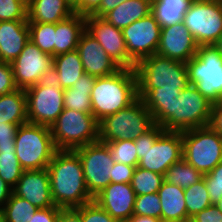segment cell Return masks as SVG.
Masks as SVG:
<instances>
[{
  "label": "cell",
  "mask_w": 222,
  "mask_h": 222,
  "mask_svg": "<svg viewBox=\"0 0 222 222\" xmlns=\"http://www.w3.org/2000/svg\"><path fill=\"white\" fill-rule=\"evenodd\" d=\"M57 150H75L99 141V122L92 113L64 108L50 127Z\"/></svg>",
  "instance_id": "obj_7"
},
{
  "label": "cell",
  "mask_w": 222,
  "mask_h": 222,
  "mask_svg": "<svg viewBox=\"0 0 222 222\" xmlns=\"http://www.w3.org/2000/svg\"><path fill=\"white\" fill-rule=\"evenodd\" d=\"M129 222H162L159 218L149 217V216H140V215H132Z\"/></svg>",
  "instance_id": "obj_52"
},
{
  "label": "cell",
  "mask_w": 222,
  "mask_h": 222,
  "mask_svg": "<svg viewBox=\"0 0 222 222\" xmlns=\"http://www.w3.org/2000/svg\"><path fill=\"white\" fill-rule=\"evenodd\" d=\"M57 222H83L81 214L75 209H60Z\"/></svg>",
  "instance_id": "obj_50"
},
{
  "label": "cell",
  "mask_w": 222,
  "mask_h": 222,
  "mask_svg": "<svg viewBox=\"0 0 222 222\" xmlns=\"http://www.w3.org/2000/svg\"><path fill=\"white\" fill-rule=\"evenodd\" d=\"M219 210L222 212V197L219 199V201L215 204Z\"/></svg>",
  "instance_id": "obj_55"
},
{
  "label": "cell",
  "mask_w": 222,
  "mask_h": 222,
  "mask_svg": "<svg viewBox=\"0 0 222 222\" xmlns=\"http://www.w3.org/2000/svg\"><path fill=\"white\" fill-rule=\"evenodd\" d=\"M60 209L57 206L38 208L29 222H57Z\"/></svg>",
  "instance_id": "obj_46"
},
{
  "label": "cell",
  "mask_w": 222,
  "mask_h": 222,
  "mask_svg": "<svg viewBox=\"0 0 222 222\" xmlns=\"http://www.w3.org/2000/svg\"><path fill=\"white\" fill-rule=\"evenodd\" d=\"M96 77L83 73L71 88L64 90V107L92 113L91 91Z\"/></svg>",
  "instance_id": "obj_29"
},
{
  "label": "cell",
  "mask_w": 222,
  "mask_h": 222,
  "mask_svg": "<svg viewBox=\"0 0 222 222\" xmlns=\"http://www.w3.org/2000/svg\"><path fill=\"white\" fill-rule=\"evenodd\" d=\"M84 172L87 191L94 198L110 184L115 161L109 147L100 141L75 149Z\"/></svg>",
  "instance_id": "obj_13"
},
{
  "label": "cell",
  "mask_w": 222,
  "mask_h": 222,
  "mask_svg": "<svg viewBox=\"0 0 222 222\" xmlns=\"http://www.w3.org/2000/svg\"><path fill=\"white\" fill-rule=\"evenodd\" d=\"M86 30V17L78 13L56 23L54 57L76 50L81 34Z\"/></svg>",
  "instance_id": "obj_24"
},
{
  "label": "cell",
  "mask_w": 222,
  "mask_h": 222,
  "mask_svg": "<svg viewBox=\"0 0 222 222\" xmlns=\"http://www.w3.org/2000/svg\"><path fill=\"white\" fill-rule=\"evenodd\" d=\"M29 39L44 53L54 57L56 24L28 23Z\"/></svg>",
  "instance_id": "obj_34"
},
{
  "label": "cell",
  "mask_w": 222,
  "mask_h": 222,
  "mask_svg": "<svg viewBox=\"0 0 222 222\" xmlns=\"http://www.w3.org/2000/svg\"><path fill=\"white\" fill-rule=\"evenodd\" d=\"M75 209L83 222H118L94 200Z\"/></svg>",
  "instance_id": "obj_40"
},
{
  "label": "cell",
  "mask_w": 222,
  "mask_h": 222,
  "mask_svg": "<svg viewBox=\"0 0 222 222\" xmlns=\"http://www.w3.org/2000/svg\"><path fill=\"white\" fill-rule=\"evenodd\" d=\"M19 126L13 123L0 124V151L15 150V136Z\"/></svg>",
  "instance_id": "obj_43"
},
{
  "label": "cell",
  "mask_w": 222,
  "mask_h": 222,
  "mask_svg": "<svg viewBox=\"0 0 222 222\" xmlns=\"http://www.w3.org/2000/svg\"><path fill=\"white\" fill-rule=\"evenodd\" d=\"M164 181L163 175L141 167H135L130 185L137 195H147L158 192Z\"/></svg>",
  "instance_id": "obj_33"
},
{
  "label": "cell",
  "mask_w": 222,
  "mask_h": 222,
  "mask_svg": "<svg viewBox=\"0 0 222 222\" xmlns=\"http://www.w3.org/2000/svg\"><path fill=\"white\" fill-rule=\"evenodd\" d=\"M13 123L23 125L28 123L27 97L24 89L0 96V124Z\"/></svg>",
  "instance_id": "obj_28"
},
{
  "label": "cell",
  "mask_w": 222,
  "mask_h": 222,
  "mask_svg": "<svg viewBox=\"0 0 222 222\" xmlns=\"http://www.w3.org/2000/svg\"><path fill=\"white\" fill-rule=\"evenodd\" d=\"M133 215L161 219V203L158 192L147 195H137L135 198Z\"/></svg>",
  "instance_id": "obj_38"
},
{
  "label": "cell",
  "mask_w": 222,
  "mask_h": 222,
  "mask_svg": "<svg viewBox=\"0 0 222 222\" xmlns=\"http://www.w3.org/2000/svg\"><path fill=\"white\" fill-rule=\"evenodd\" d=\"M203 175L183 158L170 166L163 175L165 182L183 189L199 182Z\"/></svg>",
  "instance_id": "obj_31"
},
{
  "label": "cell",
  "mask_w": 222,
  "mask_h": 222,
  "mask_svg": "<svg viewBox=\"0 0 222 222\" xmlns=\"http://www.w3.org/2000/svg\"><path fill=\"white\" fill-rule=\"evenodd\" d=\"M209 125L222 136V100L212 105Z\"/></svg>",
  "instance_id": "obj_48"
},
{
  "label": "cell",
  "mask_w": 222,
  "mask_h": 222,
  "mask_svg": "<svg viewBox=\"0 0 222 222\" xmlns=\"http://www.w3.org/2000/svg\"><path fill=\"white\" fill-rule=\"evenodd\" d=\"M155 124L153 117L141 98L128 107L99 121V141L136 139Z\"/></svg>",
  "instance_id": "obj_8"
},
{
  "label": "cell",
  "mask_w": 222,
  "mask_h": 222,
  "mask_svg": "<svg viewBox=\"0 0 222 222\" xmlns=\"http://www.w3.org/2000/svg\"><path fill=\"white\" fill-rule=\"evenodd\" d=\"M15 146L23 170L46 169L57 151L50 127L31 123L18 127Z\"/></svg>",
  "instance_id": "obj_6"
},
{
  "label": "cell",
  "mask_w": 222,
  "mask_h": 222,
  "mask_svg": "<svg viewBox=\"0 0 222 222\" xmlns=\"http://www.w3.org/2000/svg\"><path fill=\"white\" fill-rule=\"evenodd\" d=\"M86 31L99 42L120 68L135 69L136 65L129 59L121 29L101 17L90 15L86 17Z\"/></svg>",
  "instance_id": "obj_16"
},
{
  "label": "cell",
  "mask_w": 222,
  "mask_h": 222,
  "mask_svg": "<svg viewBox=\"0 0 222 222\" xmlns=\"http://www.w3.org/2000/svg\"><path fill=\"white\" fill-rule=\"evenodd\" d=\"M138 90H183L189 85L185 62L153 54L135 66Z\"/></svg>",
  "instance_id": "obj_4"
},
{
  "label": "cell",
  "mask_w": 222,
  "mask_h": 222,
  "mask_svg": "<svg viewBox=\"0 0 222 222\" xmlns=\"http://www.w3.org/2000/svg\"><path fill=\"white\" fill-rule=\"evenodd\" d=\"M214 45L219 49L220 53L222 54V35Z\"/></svg>",
  "instance_id": "obj_53"
},
{
  "label": "cell",
  "mask_w": 222,
  "mask_h": 222,
  "mask_svg": "<svg viewBox=\"0 0 222 222\" xmlns=\"http://www.w3.org/2000/svg\"><path fill=\"white\" fill-rule=\"evenodd\" d=\"M199 45L183 22L161 28L156 54L187 63L196 55Z\"/></svg>",
  "instance_id": "obj_17"
},
{
  "label": "cell",
  "mask_w": 222,
  "mask_h": 222,
  "mask_svg": "<svg viewBox=\"0 0 222 222\" xmlns=\"http://www.w3.org/2000/svg\"><path fill=\"white\" fill-rule=\"evenodd\" d=\"M134 169V166L115 162L111 171L110 183L130 184L131 179L133 177Z\"/></svg>",
  "instance_id": "obj_44"
},
{
  "label": "cell",
  "mask_w": 222,
  "mask_h": 222,
  "mask_svg": "<svg viewBox=\"0 0 222 222\" xmlns=\"http://www.w3.org/2000/svg\"><path fill=\"white\" fill-rule=\"evenodd\" d=\"M181 91L161 88L138 90V97L143 100L154 122L162 126L171 117V103L179 97Z\"/></svg>",
  "instance_id": "obj_25"
},
{
  "label": "cell",
  "mask_w": 222,
  "mask_h": 222,
  "mask_svg": "<svg viewBox=\"0 0 222 222\" xmlns=\"http://www.w3.org/2000/svg\"><path fill=\"white\" fill-rule=\"evenodd\" d=\"M134 143L138 167L162 175L183 157L182 132L165 131L156 123Z\"/></svg>",
  "instance_id": "obj_3"
},
{
  "label": "cell",
  "mask_w": 222,
  "mask_h": 222,
  "mask_svg": "<svg viewBox=\"0 0 222 222\" xmlns=\"http://www.w3.org/2000/svg\"><path fill=\"white\" fill-rule=\"evenodd\" d=\"M136 194L129 183H110L96 197L105 211L118 221L129 220L133 215Z\"/></svg>",
  "instance_id": "obj_20"
},
{
  "label": "cell",
  "mask_w": 222,
  "mask_h": 222,
  "mask_svg": "<svg viewBox=\"0 0 222 222\" xmlns=\"http://www.w3.org/2000/svg\"><path fill=\"white\" fill-rule=\"evenodd\" d=\"M183 24L199 46L214 45L222 35V0H194Z\"/></svg>",
  "instance_id": "obj_12"
},
{
  "label": "cell",
  "mask_w": 222,
  "mask_h": 222,
  "mask_svg": "<svg viewBox=\"0 0 222 222\" xmlns=\"http://www.w3.org/2000/svg\"><path fill=\"white\" fill-rule=\"evenodd\" d=\"M74 14L66 0H33L27 5L28 23H58Z\"/></svg>",
  "instance_id": "obj_23"
},
{
  "label": "cell",
  "mask_w": 222,
  "mask_h": 222,
  "mask_svg": "<svg viewBox=\"0 0 222 222\" xmlns=\"http://www.w3.org/2000/svg\"><path fill=\"white\" fill-rule=\"evenodd\" d=\"M109 147L112 159L116 163L138 166L139 160L134 139L116 140L106 143Z\"/></svg>",
  "instance_id": "obj_37"
},
{
  "label": "cell",
  "mask_w": 222,
  "mask_h": 222,
  "mask_svg": "<svg viewBox=\"0 0 222 222\" xmlns=\"http://www.w3.org/2000/svg\"><path fill=\"white\" fill-rule=\"evenodd\" d=\"M190 222H222V212L215 204H211L191 217Z\"/></svg>",
  "instance_id": "obj_45"
},
{
  "label": "cell",
  "mask_w": 222,
  "mask_h": 222,
  "mask_svg": "<svg viewBox=\"0 0 222 222\" xmlns=\"http://www.w3.org/2000/svg\"><path fill=\"white\" fill-rule=\"evenodd\" d=\"M188 81L212 104L222 100V54L215 45H200L187 63Z\"/></svg>",
  "instance_id": "obj_5"
},
{
  "label": "cell",
  "mask_w": 222,
  "mask_h": 222,
  "mask_svg": "<svg viewBox=\"0 0 222 222\" xmlns=\"http://www.w3.org/2000/svg\"><path fill=\"white\" fill-rule=\"evenodd\" d=\"M212 103L189 84L171 103V117L161 126L165 131L183 132L210 124Z\"/></svg>",
  "instance_id": "obj_9"
},
{
  "label": "cell",
  "mask_w": 222,
  "mask_h": 222,
  "mask_svg": "<svg viewBox=\"0 0 222 222\" xmlns=\"http://www.w3.org/2000/svg\"><path fill=\"white\" fill-rule=\"evenodd\" d=\"M118 222H129L128 220L118 221Z\"/></svg>",
  "instance_id": "obj_58"
},
{
  "label": "cell",
  "mask_w": 222,
  "mask_h": 222,
  "mask_svg": "<svg viewBox=\"0 0 222 222\" xmlns=\"http://www.w3.org/2000/svg\"><path fill=\"white\" fill-rule=\"evenodd\" d=\"M137 98L135 69L120 68L114 74L96 78L91 91L92 114L99 122L128 107Z\"/></svg>",
  "instance_id": "obj_2"
},
{
  "label": "cell",
  "mask_w": 222,
  "mask_h": 222,
  "mask_svg": "<svg viewBox=\"0 0 222 222\" xmlns=\"http://www.w3.org/2000/svg\"><path fill=\"white\" fill-rule=\"evenodd\" d=\"M0 222H4V220H3V213H2L1 209H0Z\"/></svg>",
  "instance_id": "obj_56"
},
{
  "label": "cell",
  "mask_w": 222,
  "mask_h": 222,
  "mask_svg": "<svg viewBox=\"0 0 222 222\" xmlns=\"http://www.w3.org/2000/svg\"><path fill=\"white\" fill-rule=\"evenodd\" d=\"M37 209L33 204L13 193L1 208L4 222H29Z\"/></svg>",
  "instance_id": "obj_32"
},
{
  "label": "cell",
  "mask_w": 222,
  "mask_h": 222,
  "mask_svg": "<svg viewBox=\"0 0 222 222\" xmlns=\"http://www.w3.org/2000/svg\"><path fill=\"white\" fill-rule=\"evenodd\" d=\"M102 0H80L74 7V13L87 17L92 15L100 6Z\"/></svg>",
  "instance_id": "obj_47"
},
{
  "label": "cell",
  "mask_w": 222,
  "mask_h": 222,
  "mask_svg": "<svg viewBox=\"0 0 222 222\" xmlns=\"http://www.w3.org/2000/svg\"><path fill=\"white\" fill-rule=\"evenodd\" d=\"M10 64L19 89L25 90L52 77L53 56L42 52L30 39Z\"/></svg>",
  "instance_id": "obj_14"
},
{
  "label": "cell",
  "mask_w": 222,
  "mask_h": 222,
  "mask_svg": "<svg viewBox=\"0 0 222 222\" xmlns=\"http://www.w3.org/2000/svg\"><path fill=\"white\" fill-rule=\"evenodd\" d=\"M24 1V3L26 4V5H28L29 3H31L33 0H23Z\"/></svg>",
  "instance_id": "obj_57"
},
{
  "label": "cell",
  "mask_w": 222,
  "mask_h": 222,
  "mask_svg": "<svg viewBox=\"0 0 222 222\" xmlns=\"http://www.w3.org/2000/svg\"><path fill=\"white\" fill-rule=\"evenodd\" d=\"M47 169L55 206L78 208L94 200L87 191L82 163L75 150H57Z\"/></svg>",
  "instance_id": "obj_1"
},
{
  "label": "cell",
  "mask_w": 222,
  "mask_h": 222,
  "mask_svg": "<svg viewBox=\"0 0 222 222\" xmlns=\"http://www.w3.org/2000/svg\"><path fill=\"white\" fill-rule=\"evenodd\" d=\"M17 86L14 82V75L11 64L0 61V96L15 91Z\"/></svg>",
  "instance_id": "obj_42"
},
{
  "label": "cell",
  "mask_w": 222,
  "mask_h": 222,
  "mask_svg": "<svg viewBox=\"0 0 222 222\" xmlns=\"http://www.w3.org/2000/svg\"><path fill=\"white\" fill-rule=\"evenodd\" d=\"M126 1L128 0H102L99 8L92 15L103 18L108 12L112 11L118 5Z\"/></svg>",
  "instance_id": "obj_49"
},
{
  "label": "cell",
  "mask_w": 222,
  "mask_h": 222,
  "mask_svg": "<svg viewBox=\"0 0 222 222\" xmlns=\"http://www.w3.org/2000/svg\"><path fill=\"white\" fill-rule=\"evenodd\" d=\"M73 8L80 2V0H66Z\"/></svg>",
  "instance_id": "obj_54"
},
{
  "label": "cell",
  "mask_w": 222,
  "mask_h": 222,
  "mask_svg": "<svg viewBox=\"0 0 222 222\" xmlns=\"http://www.w3.org/2000/svg\"><path fill=\"white\" fill-rule=\"evenodd\" d=\"M15 152L16 150L0 151V178L12 188L16 185L24 171Z\"/></svg>",
  "instance_id": "obj_36"
},
{
  "label": "cell",
  "mask_w": 222,
  "mask_h": 222,
  "mask_svg": "<svg viewBox=\"0 0 222 222\" xmlns=\"http://www.w3.org/2000/svg\"><path fill=\"white\" fill-rule=\"evenodd\" d=\"M151 10L152 0H128L108 12L103 19L123 30L133 22L149 15Z\"/></svg>",
  "instance_id": "obj_27"
},
{
  "label": "cell",
  "mask_w": 222,
  "mask_h": 222,
  "mask_svg": "<svg viewBox=\"0 0 222 222\" xmlns=\"http://www.w3.org/2000/svg\"><path fill=\"white\" fill-rule=\"evenodd\" d=\"M184 194L187 215L190 218L212 204L204 178L184 189Z\"/></svg>",
  "instance_id": "obj_35"
},
{
  "label": "cell",
  "mask_w": 222,
  "mask_h": 222,
  "mask_svg": "<svg viewBox=\"0 0 222 222\" xmlns=\"http://www.w3.org/2000/svg\"><path fill=\"white\" fill-rule=\"evenodd\" d=\"M28 41V21H0V61H14Z\"/></svg>",
  "instance_id": "obj_21"
},
{
  "label": "cell",
  "mask_w": 222,
  "mask_h": 222,
  "mask_svg": "<svg viewBox=\"0 0 222 222\" xmlns=\"http://www.w3.org/2000/svg\"><path fill=\"white\" fill-rule=\"evenodd\" d=\"M158 194L162 221L190 222L191 218L187 215L183 188L163 181Z\"/></svg>",
  "instance_id": "obj_22"
},
{
  "label": "cell",
  "mask_w": 222,
  "mask_h": 222,
  "mask_svg": "<svg viewBox=\"0 0 222 222\" xmlns=\"http://www.w3.org/2000/svg\"><path fill=\"white\" fill-rule=\"evenodd\" d=\"M13 194L22 197L37 208L54 205L48 169L24 170L13 187Z\"/></svg>",
  "instance_id": "obj_18"
},
{
  "label": "cell",
  "mask_w": 222,
  "mask_h": 222,
  "mask_svg": "<svg viewBox=\"0 0 222 222\" xmlns=\"http://www.w3.org/2000/svg\"><path fill=\"white\" fill-rule=\"evenodd\" d=\"M85 73L77 50L53 57L52 78L62 89L71 88Z\"/></svg>",
  "instance_id": "obj_26"
},
{
  "label": "cell",
  "mask_w": 222,
  "mask_h": 222,
  "mask_svg": "<svg viewBox=\"0 0 222 222\" xmlns=\"http://www.w3.org/2000/svg\"><path fill=\"white\" fill-rule=\"evenodd\" d=\"M183 159L202 175L222 161V136L210 125L182 132Z\"/></svg>",
  "instance_id": "obj_10"
},
{
  "label": "cell",
  "mask_w": 222,
  "mask_h": 222,
  "mask_svg": "<svg viewBox=\"0 0 222 222\" xmlns=\"http://www.w3.org/2000/svg\"><path fill=\"white\" fill-rule=\"evenodd\" d=\"M76 50L85 73L90 76L96 78L109 76L120 69L99 42L86 30L81 34Z\"/></svg>",
  "instance_id": "obj_19"
},
{
  "label": "cell",
  "mask_w": 222,
  "mask_h": 222,
  "mask_svg": "<svg viewBox=\"0 0 222 222\" xmlns=\"http://www.w3.org/2000/svg\"><path fill=\"white\" fill-rule=\"evenodd\" d=\"M194 0H152L151 13L162 27L183 22L184 15Z\"/></svg>",
  "instance_id": "obj_30"
},
{
  "label": "cell",
  "mask_w": 222,
  "mask_h": 222,
  "mask_svg": "<svg viewBox=\"0 0 222 222\" xmlns=\"http://www.w3.org/2000/svg\"><path fill=\"white\" fill-rule=\"evenodd\" d=\"M28 123L51 127L62 113L64 89L51 77L25 89Z\"/></svg>",
  "instance_id": "obj_11"
},
{
  "label": "cell",
  "mask_w": 222,
  "mask_h": 222,
  "mask_svg": "<svg viewBox=\"0 0 222 222\" xmlns=\"http://www.w3.org/2000/svg\"><path fill=\"white\" fill-rule=\"evenodd\" d=\"M212 204L222 197V161L208 174L203 175Z\"/></svg>",
  "instance_id": "obj_41"
},
{
  "label": "cell",
  "mask_w": 222,
  "mask_h": 222,
  "mask_svg": "<svg viewBox=\"0 0 222 222\" xmlns=\"http://www.w3.org/2000/svg\"><path fill=\"white\" fill-rule=\"evenodd\" d=\"M122 32L129 59L135 65L143 58L156 54L161 26L152 13L133 22Z\"/></svg>",
  "instance_id": "obj_15"
},
{
  "label": "cell",
  "mask_w": 222,
  "mask_h": 222,
  "mask_svg": "<svg viewBox=\"0 0 222 222\" xmlns=\"http://www.w3.org/2000/svg\"><path fill=\"white\" fill-rule=\"evenodd\" d=\"M0 21H27V5L23 0H0Z\"/></svg>",
  "instance_id": "obj_39"
},
{
  "label": "cell",
  "mask_w": 222,
  "mask_h": 222,
  "mask_svg": "<svg viewBox=\"0 0 222 222\" xmlns=\"http://www.w3.org/2000/svg\"><path fill=\"white\" fill-rule=\"evenodd\" d=\"M12 193L13 188L0 178V209L6 204Z\"/></svg>",
  "instance_id": "obj_51"
}]
</instances>
